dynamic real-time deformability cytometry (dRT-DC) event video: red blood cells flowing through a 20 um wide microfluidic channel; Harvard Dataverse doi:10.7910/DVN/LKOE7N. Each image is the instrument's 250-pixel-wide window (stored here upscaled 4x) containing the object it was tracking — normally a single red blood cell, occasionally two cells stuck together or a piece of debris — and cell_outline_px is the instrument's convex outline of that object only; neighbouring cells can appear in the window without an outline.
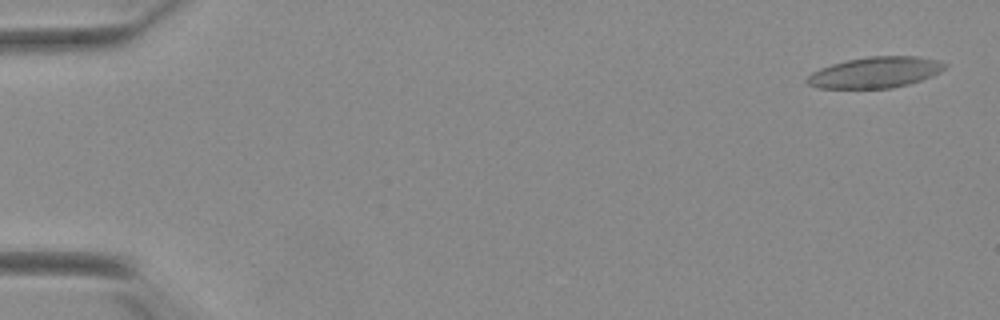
{"species": "Egyptian fruit bat (a non-hibernating species)", "species_latin": "Rousettus aegyptiacus", "temperature_condition": "warm", "stored_images_in_passage": 54, "camera_frame_rate_fps": 3000, "um_per_image_px": 0.085, "animal": {"sex": "female"}, "frame": {"image": 1, "passage_image": 2, "time_ms": 0.333, "image_size_px": [1000, 320], "cell_outline_px": [[944, 68], [940, 72], [920, 80], [908, 84], [892, 88], [820, 88], [808, 84], [804, 80], [812, 72], [820, 68], [832, 64], [848, 60], [868, 56], [916, 56], [936, 60], [944, 64]], "centroid_in_image_um": [74.35, 6.15], "position_along_channel_um": 10.7, "area_um2": 24.57}}
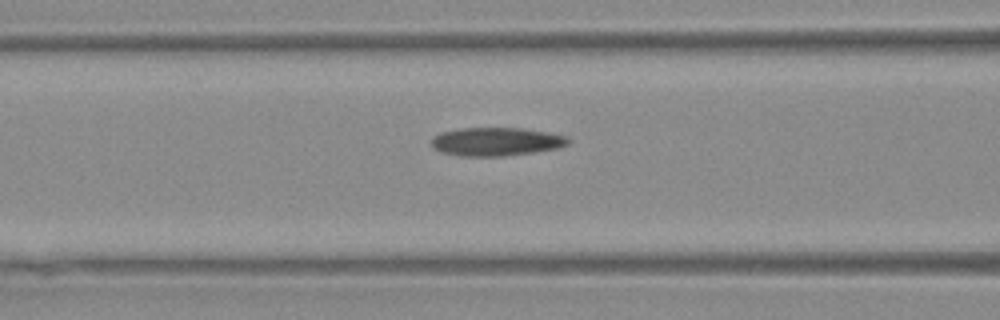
{"frame": {"image": 2, "passage_image": 23, "time_ms": 7.333, "image_size_px": [1000, 320], "cell_outline_px": [[568, 144], [560, 148], [504, 156], [460, 156], [444, 152], [432, 148], [432, 140], [440, 132], [460, 128], [524, 128], [548, 132], [568, 136]], "centroid_in_image_um": [42.2, 12.03], "position_along_channel_um": 124.4, "area_um2": 22.6}}
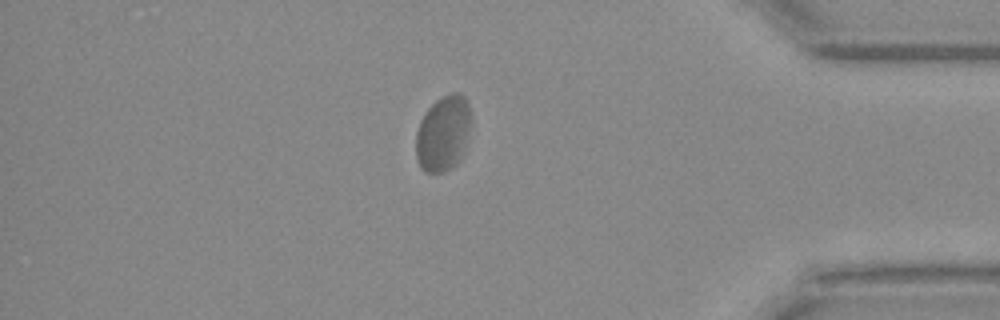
{"frame": {"image": 3, "passage_image": 47, "time_ms": 15.333, "image_size_px": [1000, 320], "cell_outline_px": [[472, 120], [464, 148], [456, 164], [444, 172], [424, 172], [420, 168], [416, 160], [416, 132], [420, 120], [424, 112], [436, 100], [452, 92], [456, 92], [464, 96], [468, 104], [472, 116]], "centroid_in_image_um": [37.65, 11.33], "position_along_channel_um": 397.5, "area_um2": 24.39}, "authors_computed_cell_mechanics": {"area_um2": 23.9581, "velocity_mm_per_s": 3.7931, "shape_relaxation_time_tau1_ms": 8.1153, "shape_relaxation_time_tau2_ms": 0.8277, "deformation_change_tau1": 0.2018, "deformation_change_tau2": 0.0404}}